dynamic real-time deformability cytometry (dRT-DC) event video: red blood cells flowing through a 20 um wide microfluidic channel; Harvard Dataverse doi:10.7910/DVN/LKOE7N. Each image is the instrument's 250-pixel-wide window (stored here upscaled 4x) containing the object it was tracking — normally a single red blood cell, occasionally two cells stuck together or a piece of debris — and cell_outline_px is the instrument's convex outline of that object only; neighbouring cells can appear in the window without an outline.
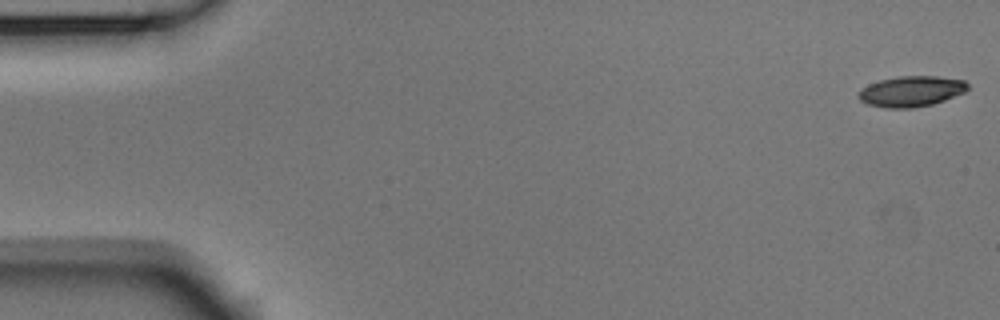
{"species": "Egyptian fruit bat (a non-hibernating species)", "species_latin": "Rousettus aegyptiacus", "temperature_condition": "room temperature", "stored_images_in_passage": 54, "camera_frame_rate_fps": 3000, "um_per_image_px": 0.085, "animal": {"sex": "male"}, "frame": {"image": 1, "passage_image": 1, "time_ms": 0.0, "image_size_px": [1000, 320], "cell_outline_px": [[968, 88], [964, 92], [944, 100], [932, 104], [912, 108], [884, 108], [868, 104], [860, 100], [856, 96], [860, 88], [868, 84], [880, 80], [900, 76], [936, 76], [964, 80], [968, 84]], "centroid_in_image_um": [77.41, 7.76], "position_along_channel_um": 7.6, "area_um2": 19.54}}
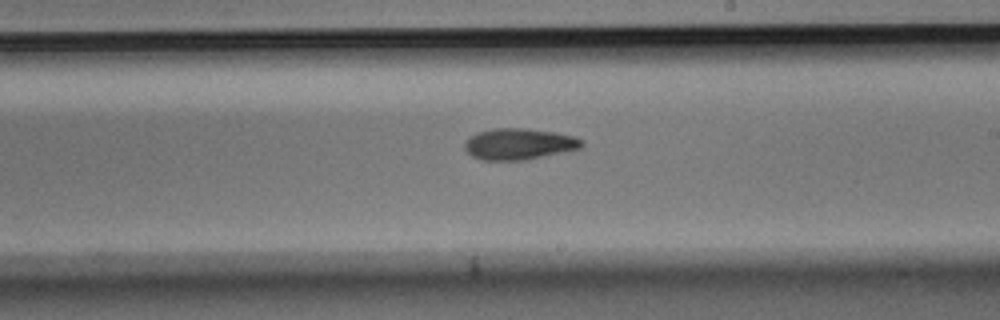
{"frame": {"image": 2, "passage_image": 31, "time_ms": 10.0, "image_size_px": [1000, 320], "cell_outline_px": [[584, 144], [580, 148], [524, 160], [484, 160], [472, 156], [464, 148], [464, 144], [472, 136], [480, 132], [492, 128], [524, 128], [556, 132], [576, 136], [584, 140]], "centroid_in_image_um": [44.15, 12.23], "position_along_channel_um": 244.8, "area_um2": 21.15}}
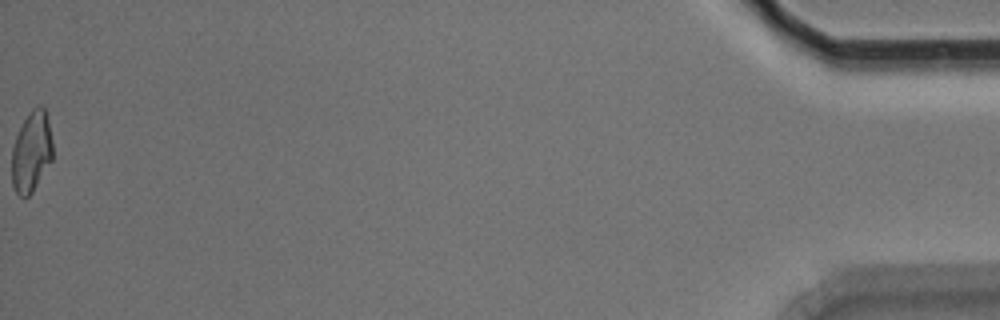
{"frame": {"image": 3, "passage_image": 54, "time_ms": 17.667, "image_size_px": [1000, 320], "cell_outline_px": [[52, 160], [32, 192], [28, 196], [20, 196], [16, 192], [12, 184], [12, 148], [16, 136], [24, 120], [32, 108], [36, 104], [40, 104], [44, 108], [48, 120], [52, 140]], "centroid_in_image_um": [2.68, 12.87], "position_along_channel_um": 432.5, "area_um2": 19.13}, "authors_computed_cell_mechanics": {"area_um2": 20.4612, "velocity_mm_per_s": 3.7583, "shape_relaxation_time_tau1_ms": 4.2885, "shape_relaxation_time_tau2_ms": 8.4285, "deformation_change_tau1": 0.1543, "deformation_change_tau2": 0.1782}}